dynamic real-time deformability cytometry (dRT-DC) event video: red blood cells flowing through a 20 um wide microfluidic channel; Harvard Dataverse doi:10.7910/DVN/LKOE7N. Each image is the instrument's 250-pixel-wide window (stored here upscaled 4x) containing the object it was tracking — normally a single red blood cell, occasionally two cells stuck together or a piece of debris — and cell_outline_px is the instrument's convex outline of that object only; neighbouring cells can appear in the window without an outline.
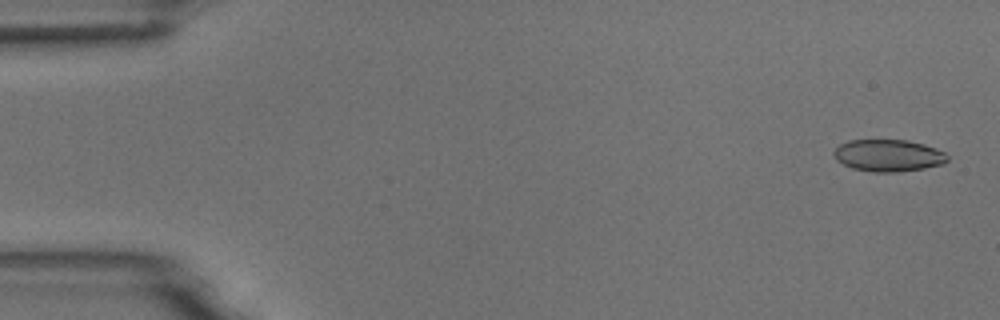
{"species": "common noctule bat (a hibernating species)", "species_latin": "Nyctalus noctula", "temperature_condition": "room temperature", "stored_images_in_passage": 54, "camera_frame_rate_fps": 3000, "um_per_image_px": 0.085, "animal": {"sex": "male", "body_mass_g": 18.8}, "frame": {"image": 1, "passage_image": 2, "time_ms": 0.333, "image_size_px": [1000, 320], "cell_outline_px": [[948, 160], [944, 164], [924, 168], [896, 172], [872, 172], [852, 168], [836, 160], [832, 152], [840, 144], [848, 140], [908, 140], [924, 144], [936, 148], [944, 152], [948, 156]], "centroid_in_image_um": [75.51, 13.21], "position_along_channel_um": 9.5, "area_um2": 21.27}}
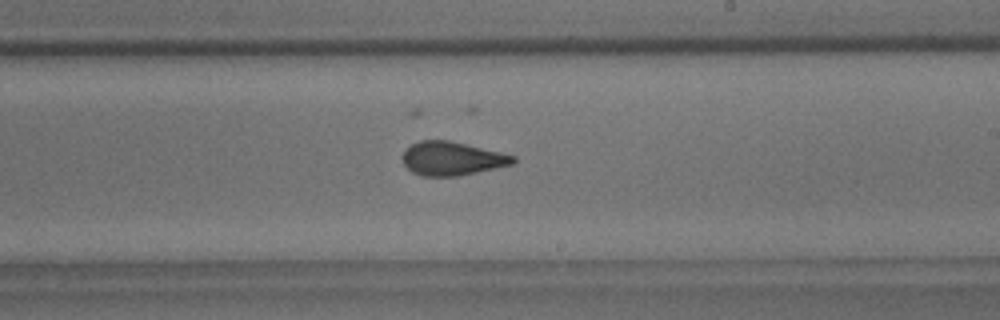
{"frame": {"image": 2, "passage_image": 32, "time_ms": 10.333, "image_size_px": [1000, 320], "cell_outline_px": [[516, 160], [512, 164], [476, 172], [456, 176], [420, 176], [412, 172], [404, 164], [400, 156], [404, 148], [420, 140], [448, 140], [500, 152], [516, 156]], "centroid_in_image_um": [38.35, 13.47], "position_along_channel_um": 250.6, "area_um2": 21.68}}
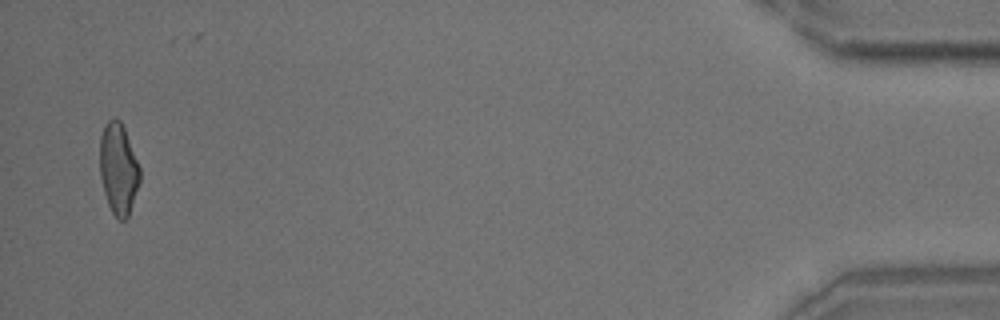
{"frame": {"image": 3, "passage_image": 53, "time_ms": 17.333, "image_size_px": [1000, 320], "cell_outline_px": [[140, 180], [128, 216], [124, 220], [120, 220], [112, 212], [108, 204], [104, 192], [100, 176], [100, 136], [104, 124], [108, 120], [116, 116], [120, 120], [124, 128], [140, 168]], "centroid_in_image_um": [10.05, 14.31], "position_along_channel_um": 425.2, "area_um2": 21.15}, "authors_computed_cell_mechanics": {"area_um2": 21.9351, "velocity_mm_per_s": 3.7192, "shape_relaxation_time_tau1_ms": 5.8085, "shape_relaxation_time_tau2_ms": 1.2129, "deformation_change_tau1": 0.1554, "deformation_change_tau2": 0.0792}}